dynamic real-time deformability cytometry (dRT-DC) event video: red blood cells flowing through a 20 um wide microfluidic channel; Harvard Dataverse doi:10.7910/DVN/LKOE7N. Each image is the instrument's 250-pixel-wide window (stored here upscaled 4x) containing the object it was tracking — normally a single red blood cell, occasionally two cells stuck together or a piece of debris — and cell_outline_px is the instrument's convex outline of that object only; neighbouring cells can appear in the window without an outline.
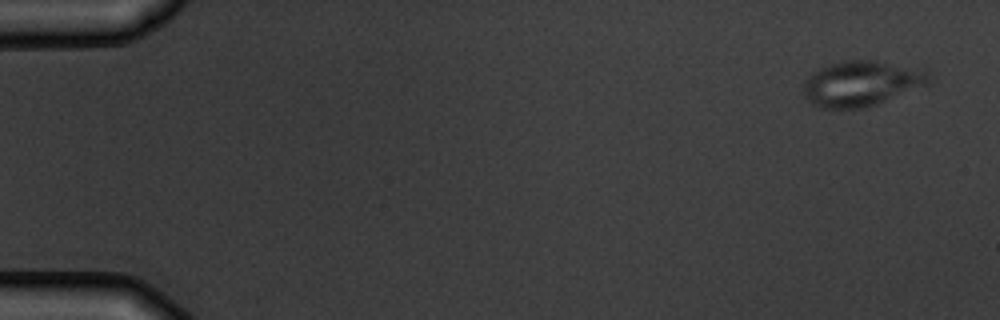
{"species": "common noctule bat (a hibernating species)", "species_latin": "Nyctalus noctula", "temperature_condition": "warm", "stored_images_in_passage": 5, "camera_frame_rate_fps": 3000, "um_per_image_px": 0.085, "animal": {"sex": "male", "body_mass_g": 19.5, "forearm_length_mm": 54.6}, "frame": {"image": 1, "passage_image": 1, "time_ms": 0.0, "image_size_px": [1000, 320], "cell_outline_px": [[928, 84], [876, 104], [864, 108], [820, 108], [812, 104], [804, 96], [804, 80], [812, 72], [820, 68], [844, 60], [876, 60], [928, 68]], "centroid_in_image_um": [73.23, 7.07], "position_along_channel_um": 11.8, "area_um2": 33.29}}